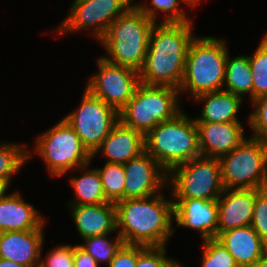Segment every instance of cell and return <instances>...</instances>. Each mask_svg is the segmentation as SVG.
Segmentation results:
<instances>
[{
	"label": "cell",
	"instance_id": "obj_8",
	"mask_svg": "<svg viewBox=\"0 0 267 267\" xmlns=\"http://www.w3.org/2000/svg\"><path fill=\"white\" fill-rule=\"evenodd\" d=\"M219 161L224 189L267 188V142L248 137Z\"/></svg>",
	"mask_w": 267,
	"mask_h": 267
},
{
	"label": "cell",
	"instance_id": "obj_24",
	"mask_svg": "<svg viewBox=\"0 0 267 267\" xmlns=\"http://www.w3.org/2000/svg\"><path fill=\"white\" fill-rule=\"evenodd\" d=\"M226 87V88H225ZM223 91L230 92L243 99L245 94L253 101L252 71L248 55L230 57L226 59Z\"/></svg>",
	"mask_w": 267,
	"mask_h": 267
},
{
	"label": "cell",
	"instance_id": "obj_25",
	"mask_svg": "<svg viewBox=\"0 0 267 267\" xmlns=\"http://www.w3.org/2000/svg\"><path fill=\"white\" fill-rule=\"evenodd\" d=\"M27 149L29 148L26 143H0V180L8 187L12 184L14 174L16 175L23 165L33 158L34 154Z\"/></svg>",
	"mask_w": 267,
	"mask_h": 267
},
{
	"label": "cell",
	"instance_id": "obj_40",
	"mask_svg": "<svg viewBox=\"0 0 267 267\" xmlns=\"http://www.w3.org/2000/svg\"><path fill=\"white\" fill-rule=\"evenodd\" d=\"M8 186L0 180V198L7 193V190H8Z\"/></svg>",
	"mask_w": 267,
	"mask_h": 267
},
{
	"label": "cell",
	"instance_id": "obj_2",
	"mask_svg": "<svg viewBox=\"0 0 267 267\" xmlns=\"http://www.w3.org/2000/svg\"><path fill=\"white\" fill-rule=\"evenodd\" d=\"M162 193L115 203L117 234L124 244L165 246L174 234L173 199Z\"/></svg>",
	"mask_w": 267,
	"mask_h": 267
},
{
	"label": "cell",
	"instance_id": "obj_23",
	"mask_svg": "<svg viewBox=\"0 0 267 267\" xmlns=\"http://www.w3.org/2000/svg\"><path fill=\"white\" fill-rule=\"evenodd\" d=\"M89 165L90 163L77 168L81 173L80 177L70 178L76 199H72L67 205H98L109 202L103 193L101 177L97 168L90 169Z\"/></svg>",
	"mask_w": 267,
	"mask_h": 267
},
{
	"label": "cell",
	"instance_id": "obj_16",
	"mask_svg": "<svg viewBox=\"0 0 267 267\" xmlns=\"http://www.w3.org/2000/svg\"><path fill=\"white\" fill-rule=\"evenodd\" d=\"M44 225L36 230L0 233V258L24 266L39 267L41 249L45 243Z\"/></svg>",
	"mask_w": 267,
	"mask_h": 267
},
{
	"label": "cell",
	"instance_id": "obj_41",
	"mask_svg": "<svg viewBox=\"0 0 267 267\" xmlns=\"http://www.w3.org/2000/svg\"><path fill=\"white\" fill-rule=\"evenodd\" d=\"M69 267H76L74 261L71 264H69Z\"/></svg>",
	"mask_w": 267,
	"mask_h": 267
},
{
	"label": "cell",
	"instance_id": "obj_39",
	"mask_svg": "<svg viewBox=\"0 0 267 267\" xmlns=\"http://www.w3.org/2000/svg\"><path fill=\"white\" fill-rule=\"evenodd\" d=\"M183 4H187V6H190L192 8H196L198 4H201L200 1L202 0H182Z\"/></svg>",
	"mask_w": 267,
	"mask_h": 267
},
{
	"label": "cell",
	"instance_id": "obj_37",
	"mask_svg": "<svg viewBox=\"0 0 267 267\" xmlns=\"http://www.w3.org/2000/svg\"><path fill=\"white\" fill-rule=\"evenodd\" d=\"M0 267H29V266H24L14 261L5 258H0Z\"/></svg>",
	"mask_w": 267,
	"mask_h": 267
},
{
	"label": "cell",
	"instance_id": "obj_26",
	"mask_svg": "<svg viewBox=\"0 0 267 267\" xmlns=\"http://www.w3.org/2000/svg\"><path fill=\"white\" fill-rule=\"evenodd\" d=\"M151 4L145 3H134V5L143 12L149 19L153 20L154 23H157L158 13H166V16L160 23H187L193 22V18H190L184 10L185 8H180V3L182 0H151ZM149 5V6H148Z\"/></svg>",
	"mask_w": 267,
	"mask_h": 267
},
{
	"label": "cell",
	"instance_id": "obj_6",
	"mask_svg": "<svg viewBox=\"0 0 267 267\" xmlns=\"http://www.w3.org/2000/svg\"><path fill=\"white\" fill-rule=\"evenodd\" d=\"M179 99V89L140 83L119 111V121L146 136L156 125L182 111Z\"/></svg>",
	"mask_w": 267,
	"mask_h": 267
},
{
	"label": "cell",
	"instance_id": "obj_19",
	"mask_svg": "<svg viewBox=\"0 0 267 267\" xmlns=\"http://www.w3.org/2000/svg\"><path fill=\"white\" fill-rule=\"evenodd\" d=\"M79 236L84 238L117 233L116 205H68Z\"/></svg>",
	"mask_w": 267,
	"mask_h": 267
},
{
	"label": "cell",
	"instance_id": "obj_34",
	"mask_svg": "<svg viewBox=\"0 0 267 267\" xmlns=\"http://www.w3.org/2000/svg\"><path fill=\"white\" fill-rule=\"evenodd\" d=\"M43 247L41 249L39 267H69V264L74 261V245H57L49 250L44 259L42 257Z\"/></svg>",
	"mask_w": 267,
	"mask_h": 267
},
{
	"label": "cell",
	"instance_id": "obj_32",
	"mask_svg": "<svg viewBox=\"0 0 267 267\" xmlns=\"http://www.w3.org/2000/svg\"><path fill=\"white\" fill-rule=\"evenodd\" d=\"M166 252L165 246H147L138 255L136 267H183Z\"/></svg>",
	"mask_w": 267,
	"mask_h": 267
},
{
	"label": "cell",
	"instance_id": "obj_29",
	"mask_svg": "<svg viewBox=\"0 0 267 267\" xmlns=\"http://www.w3.org/2000/svg\"><path fill=\"white\" fill-rule=\"evenodd\" d=\"M108 236L111 234H103L94 237L84 238V243L78 244L83 250L91 255L98 264L105 262L109 265L110 261L114 257L115 253L124 244L122 238L116 234L112 240H108Z\"/></svg>",
	"mask_w": 267,
	"mask_h": 267
},
{
	"label": "cell",
	"instance_id": "obj_36",
	"mask_svg": "<svg viewBox=\"0 0 267 267\" xmlns=\"http://www.w3.org/2000/svg\"><path fill=\"white\" fill-rule=\"evenodd\" d=\"M74 263L76 267H99L98 262L78 244L74 246Z\"/></svg>",
	"mask_w": 267,
	"mask_h": 267
},
{
	"label": "cell",
	"instance_id": "obj_38",
	"mask_svg": "<svg viewBox=\"0 0 267 267\" xmlns=\"http://www.w3.org/2000/svg\"><path fill=\"white\" fill-rule=\"evenodd\" d=\"M248 267H267V253L257 260L253 265Z\"/></svg>",
	"mask_w": 267,
	"mask_h": 267
},
{
	"label": "cell",
	"instance_id": "obj_17",
	"mask_svg": "<svg viewBox=\"0 0 267 267\" xmlns=\"http://www.w3.org/2000/svg\"><path fill=\"white\" fill-rule=\"evenodd\" d=\"M257 189H224L218 198V234L251 224Z\"/></svg>",
	"mask_w": 267,
	"mask_h": 267
},
{
	"label": "cell",
	"instance_id": "obj_35",
	"mask_svg": "<svg viewBox=\"0 0 267 267\" xmlns=\"http://www.w3.org/2000/svg\"><path fill=\"white\" fill-rule=\"evenodd\" d=\"M146 247L144 245L123 244L115 253L108 267H136L137 257Z\"/></svg>",
	"mask_w": 267,
	"mask_h": 267
},
{
	"label": "cell",
	"instance_id": "obj_15",
	"mask_svg": "<svg viewBox=\"0 0 267 267\" xmlns=\"http://www.w3.org/2000/svg\"><path fill=\"white\" fill-rule=\"evenodd\" d=\"M242 122L196 123L201 156L220 158L232 152L248 137Z\"/></svg>",
	"mask_w": 267,
	"mask_h": 267
},
{
	"label": "cell",
	"instance_id": "obj_11",
	"mask_svg": "<svg viewBox=\"0 0 267 267\" xmlns=\"http://www.w3.org/2000/svg\"><path fill=\"white\" fill-rule=\"evenodd\" d=\"M72 3L65 21L55 32L61 36L66 32L91 30L97 41L104 37L111 23L134 5L130 0H74Z\"/></svg>",
	"mask_w": 267,
	"mask_h": 267
},
{
	"label": "cell",
	"instance_id": "obj_12",
	"mask_svg": "<svg viewBox=\"0 0 267 267\" xmlns=\"http://www.w3.org/2000/svg\"><path fill=\"white\" fill-rule=\"evenodd\" d=\"M96 60L98 72L89 77L85 88L119 112L133 97L140 84L139 72L112 64L102 56Z\"/></svg>",
	"mask_w": 267,
	"mask_h": 267
},
{
	"label": "cell",
	"instance_id": "obj_13",
	"mask_svg": "<svg viewBox=\"0 0 267 267\" xmlns=\"http://www.w3.org/2000/svg\"><path fill=\"white\" fill-rule=\"evenodd\" d=\"M124 169V199L153 196L168 187V172L146 151L125 163Z\"/></svg>",
	"mask_w": 267,
	"mask_h": 267
},
{
	"label": "cell",
	"instance_id": "obj_28",
	"mask_svg": "<svg viewBox=\"0 0 267 267\" xmlns=\"http://www.w3.org/2000/svg\"><path fill=\"white\" fill-rule=\"evenodd\" d=\"M262 37L255 52L248 55L252 71L253 100L267 94V33Z\"/></svg>",
	"mask_w": 267,
	"mask_h": 267
},
{
	"label": "cell",
	"instance_id": "obj_20",
	"mask_svg": "<svg viewBox=\"0 0 267 267\" xmlns=\"http://www.w3.org/2000/svg\"><path fill=\"white\" fill-rule=\"evenodd\" d=\"M215 239L228 250L239 267L251 266L267 253V244L251 225L221 232Z\"/></svg>",
	"mask_w": 267,
	"mask_h": 267
},
{
	"label": "cell",
	"instance_id": "obj_21",
	"mask_svg": "<svg viewBox=\"0 0 267 267\" xmlns=\"http://www.w3.org/2000/svg\"><path fill=\"white\" fill-rule=\"evenodd\" d=\"M39 212L19 191L4 194L0 198V233L39 229L46 223Z\"/></svg>",
	"mask_w": 267,
	"mask_h": 267
},
{
	"label": "cell",
	"instance_id": "obj_22",
	"mask_svg": "<svg viewBox=\"0 0 267 267\" xmlns=\"http://www.w3.org/2000/svg\"><path fill=\"white\" fill-rule=\"evenodd\" d=\"M203 103L199 117H195V123H226L242 122L237 118L244 99L226 91H217L201 94L193 101Z\"/></svg>",
	"mask_w": 267,
	"mask_h": 267
},
{
	"label": "cell",
	"instance_id": "obj_1",
	"mask_svg": "<svg viewBox=\"0 0 267 267\" xmlns=\"http://www.w3.org/2000/svg\"><path fill=\"white\" fill-rule=\"evenodd\" d=\"M193 23H155L144 65L139 71L140 83L179 89L185 60L193 34Z\"/></svg>",
	"mask_w": 267,
	"mask_h": 267
},
{
	"label": "cell",
	"instance_id": "obj_3",
	"mask_svg": "<svg viewBox=\"0 0 267 267\" xmlns=\"http://www.w3.org/2000/svg\"><path fill=\"white\" fill-rule=\"evenodd\" d=\"M227 47L221 37L193 38L186 55L180 95L185 92L194 99L204 93L223 90Z\"/></svg>",
	"mask_w": 267,
	"mask_h": 267
},
{
	"label": "cell",
	"instance_id": "obj_7",
	"mask_svg": "<svg viewBox=\"0 0 267 267\" xmlns=\"http://www.w3.org/2000/svg\"><path fill=\"white\" fill-rule=\"evenodd\" d=\"M34 152L42 158L47 172L54 177L76 171L92 160L77 133L63 118L36 137Z\"/></svg>",
	"mask_w": 267,
	"mask_h": 267
},
{
	"label": "cell",
	"instance_id": "obj_10",
	"mask_svg": "<svg viewBox=\"0 0 267 267\" xmlns=\"http://www.w3.org/2000/svg\"><path fill=\"white\" fill-rule=\"evenodd\" d=\"M81 104L63 117L93 155L119 121V112L84 89Z\"/></svg>",
	"mask_w": 267,
	"mask_h": 267
},
{
	"label": "cell",
	"instance_id": "obj_4",
	"mask_svg": "<svg viewBox=\"0 0 267 267\" xmlns=\"http://www.w3.org/2000/svg\"><path fill=\"white\" fill-rule=\"evenodd\" d=\"M155 23L135 5L109 26L99 43L104 47L108 62L137 70L142 69L151 31Z\"/></svg>",
	"mask_w": 267,
	"mask_h": 267
},
{
	"label": "cell",
	"instance_id": "obj_14",
	"mask_svg": "<svg viewBox=\"0 0 267 267\" xmlns=\"http://www.w3.org/2000/svg\"><path fill=\"white\" fill-rule=\"evenodd\" d=\"M218 199H174L173 217L178 226L196 230L205 241L218 235Z\"/></svg>",
	"mask_w": 267,
	"mask_h": 267
},
{
	"label": "cell",
	"instance_id": "obj_30",
	"mask_svg": "<svg viewBox=\"0 0 267 267\" xmlns=\"http://www.w3.org/2000/svg\"><path fill=\"white\" fill-rule=\"evenodd\" d=\"M202 242L201 267H239L233 256L215 238Z\"/></svg>",
	"mask_w": 267,
	"mask_h": 267
},
{
	"label": "cell",
	"instance_id": "obj_18",
	"mask_svg": "<svg viewBox=\"0 0 267 267\" xmlns=\"http://www.w3.org/2000/svg\"><path fill=\"white\" fill-rule=\"evenodd\" d=\"M100 151L107 162L125 164L145 152V136L118 121L91 158Z\"/></svg>",
	"mask_w": 267,
	"mask_h": 267
},
{
	"label": "cell",
	"instance_id": "obj_31",
	"mask_svg": "<svg viewBox=\"0 0 267 267\" xmlns=\"http://www.w3.org/2000/svg\"><path fill=\"white\" fill-rule=\"evenodd\" d=\"M250 104L255 107L247 120L253 131L250 137L267 142V94L254 99Z\"/></svg>",
	"mask_w": 267,
	"mask_h": 267
},
{
	"label": "cell",
	"instance_id": "obj_33",
	"mask_svg": "<svg viewBox=\"0 0 267 267\" xmlns=\"http://www.w3.org/2000/svg\"><path fill=\"white\" fill-rule=\"evenodd\" d=\"M250 225L267 244V188L257 189Z\"/></svg>",
	"mask_w": 267,
	"mask_h": 267
},
{
	"label": "cell",
	"instance_id": "obj_9",
	"mask_svg": "<svg viewBox=\"0 0 267 267\" xmlns=\"http://www.w3.org/2000/svg\"><path fill=\"white\" fill-rule=\"evenodd\" d=\"M167 186L172 199H218L224 190L219 158L200 156L173 167Z\"/></svg>",
	"mask_w": 267,
	"mask_h": 267
},
{
	"label": "cell",
	"instance_id": "obj_27",
	"mask_svg": "<svg viewBox=\"0 0 267 267\" xmlns=\"http://www.w3.org/2000/svg\"><path fill=\"white\" fill-rule=\"evenodd\" d=\"M102 183V190L109 202L124 200V164L105 162L102 168L96 167Z\"/></svg>",
	"mask_w": 267,
	"mask_h": 267
},
{
	"label": "cell",
	"instance_id": "obj_5",
	"mask_svg": "<svg viewBox=\"0 0 267 267\" xmlns=\"http://www.w3.org/2000/svg\"><path fill=\"white\" fill-rule=\"evenodd\" d=\"M145 151L167 172L179 164L200 157L194 118L191 119L182 110L174 118L156 125L145 136Z\"/></svg>",
	"mask_w": 267,
	"mask_h": 267
}]
</instances>
